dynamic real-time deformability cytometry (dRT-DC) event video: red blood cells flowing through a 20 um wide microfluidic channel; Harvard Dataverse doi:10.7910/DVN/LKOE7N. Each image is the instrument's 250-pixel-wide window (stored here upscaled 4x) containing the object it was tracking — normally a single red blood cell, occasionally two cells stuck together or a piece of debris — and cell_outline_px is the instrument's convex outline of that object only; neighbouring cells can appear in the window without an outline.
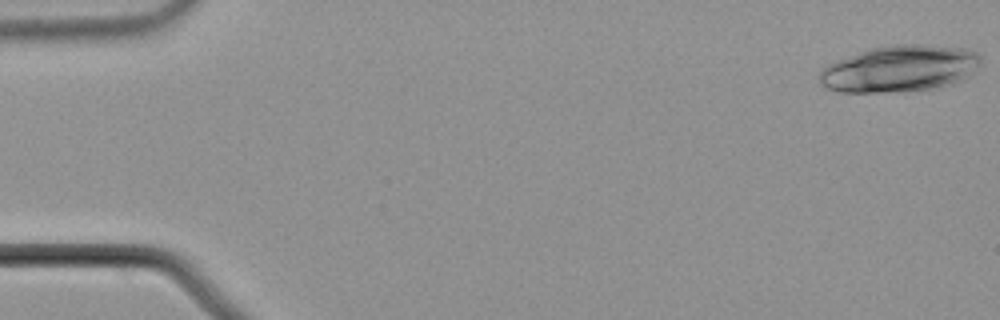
{"species": "common noctule bat (a hibernating species)", "species_latin": "Nyctalus noctula", "temperature_condition": "cold", "stored_images_in_passage": 9, "camera_frame_rate_fps": 3000, "um_per_image_px": 0.085, "animal": {"sex": "male", "body_mass_g": 21.5, "forearm_length_mm": 52.0}, "frame": {"image": 1, "passage_image": 1, "time_ms": 0.0, "image_size_px": [1000, 320], "cell_outline_px": [[980, 64], [968, 76], [952, 84], [928, 88], [896, 92], [840, 92], [828, 88], [820, 84], [820, 68], [836, 60], [868, 48], [892, 44], [916, 44], [964, 48], [976, 52], [980, 56]], "centroid_in_image_um": [76.43, 5.82], "position_along_channel_um": 8.6, "area_um2": 43.7}}